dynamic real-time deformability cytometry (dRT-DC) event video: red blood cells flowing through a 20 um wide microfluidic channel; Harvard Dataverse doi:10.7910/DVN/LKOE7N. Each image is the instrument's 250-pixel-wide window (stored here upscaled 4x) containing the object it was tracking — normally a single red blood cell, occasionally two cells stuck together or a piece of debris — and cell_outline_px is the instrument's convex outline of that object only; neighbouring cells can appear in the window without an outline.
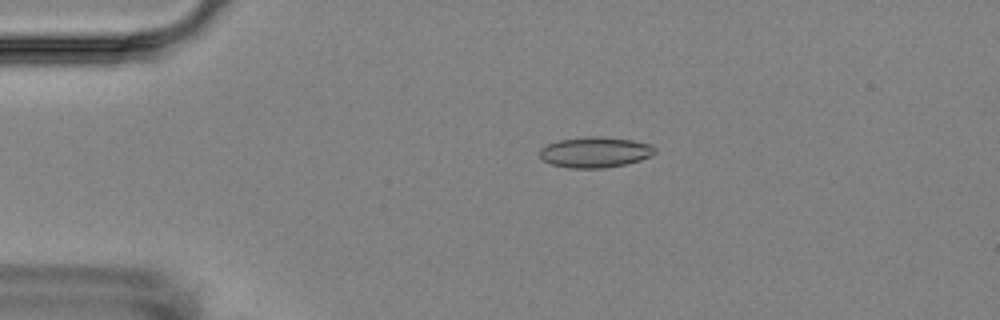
{"species": "Egyptian fruit bat (a non-hibernating species)", "species_latin": "Rousettus aegyptiacus", "temperature_condition": "room temperature", "stored_images_in_passage": 5, "camera_frame_rate_fps": 3000, "um_per_image_px": 0.085, "animal": {"sex": "female"}, "frame": {"image": 1, "passage_image": 4, "time_ms": 3.333, "image_size_px": [1000, 320], "cell_outline_px": [[656, 152], [652, 156], [640, 160], [624, 164], [604, 168], [568, 168], [552, 164], [544, 160], [540, 156], [540, 148], [548, 144], [560, 140], [588, 136], [600, 136], [632, 140], [652, 144], [656, 148]], "centroid_in_image_um": [50.62, 12.93], "position_along_channel_um": 34.4, "area_um2": 20.58}}